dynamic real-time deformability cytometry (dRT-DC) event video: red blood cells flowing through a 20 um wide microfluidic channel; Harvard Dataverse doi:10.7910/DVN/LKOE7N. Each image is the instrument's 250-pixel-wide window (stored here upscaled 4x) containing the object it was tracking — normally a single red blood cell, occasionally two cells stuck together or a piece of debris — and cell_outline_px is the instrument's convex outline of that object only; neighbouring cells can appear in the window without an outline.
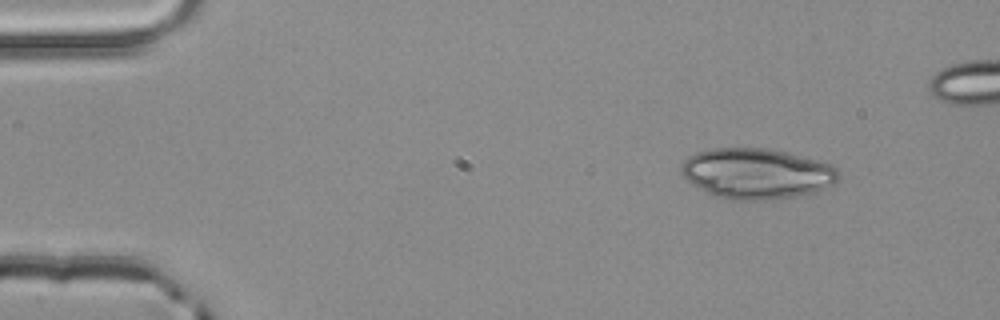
{"species": "common noctule bat (a hibernating species)", "species_latin": "Nyctalus noctula", "temperature_condition": "room temperature", "stored_images_in_passage": 4, "camera_frame_rate_fps": 3000, "um_per_image_px": 0.085, "animal": {"sex": "male", "body_mass_g": 20.4}, "frame": {"image": 1, "passage_image": 1, "time_ms": 0.0, "image_size_px": [1000, 320], "cell_outline_px": [[840, 176], [832, 184], [816, 192], [800, 196], [764, 200], [728, 200], [704, 192], [692, 184], [680, 172], [680, 164], [688, 156], [696, 152], [712, 148], [768, 148], [784, 152], [828, 164], [836, 168], [840, 172]], "centroid_in_image_um": [64.26, 14.76], "position_along_channel_um": 20.7, "area_um2": 46.36}}